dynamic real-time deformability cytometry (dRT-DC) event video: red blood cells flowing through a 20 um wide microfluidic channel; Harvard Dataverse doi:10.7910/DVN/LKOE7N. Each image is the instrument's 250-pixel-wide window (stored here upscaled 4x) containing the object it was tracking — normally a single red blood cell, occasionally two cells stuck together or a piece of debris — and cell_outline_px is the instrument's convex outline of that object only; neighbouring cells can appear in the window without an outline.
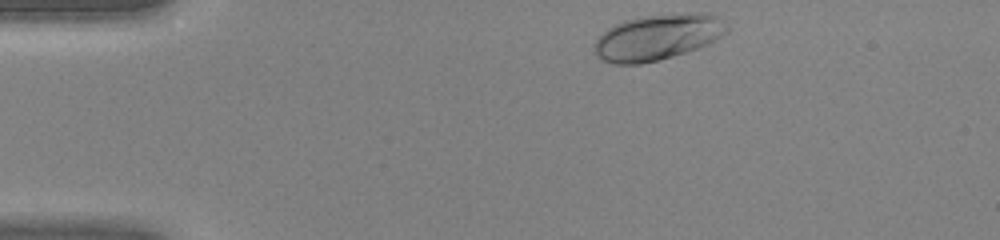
{"species": "human", "species_latin": "Homo sapiens", "temperature_condition": "warm", "stored_images_in_passage": 32, "camera_frame_rate_fps": 3000, "um_per_image_px": 0.085, "donor": {"sex": "female"}, "frame": {"image": 1, "passage_image": 1, "time_ms": 0.0, "image_size_px": [1000, 240], "cell_outline_px": [[728, 32], [716, 40], [700, 48], [688, 52], [660, 60], [640, 64], [612, 64], [600, 60], [596, 56], [592, 44], [612, 24], [624, 20], [640, 16], [688, 12], [712, 12], [720, 16], [728, 24]], "centroid_in_image_um": [55.94, 3.14], "position_along_channel_um": 29.1, "area_um2": 36.47}}
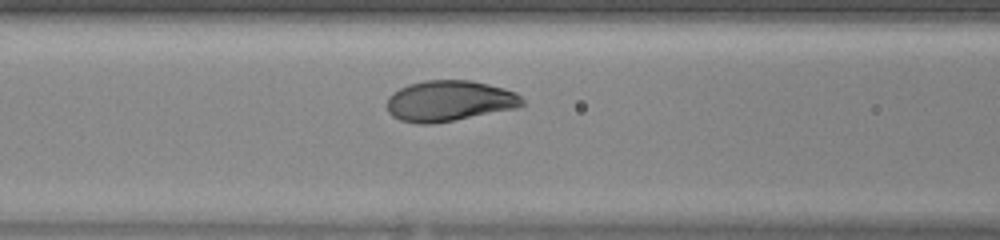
{"frame": {"image": 2, "passage_image": 12, "time_ms": 3.667, "image_size_px": [1000, 240], "cell_outline_px": [[524, 104], [520, 108], [432, 124], [416, 124], [400, 120], [392, 116], [388, 112], [388, 96], [392, 92], [408, 84], [424, 80], [472, 80], [504, 88], [516, 92], [524, 100]], "centroid_in_image_um": [38.21, 8.58], "position_along_channel_um": 128.4, "area_um2": 32.48}}
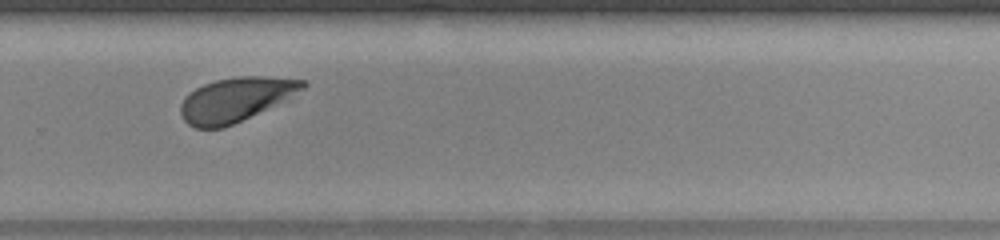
{"frame": {"image": 3, "passage_image": 24, "time_ms": 7.667, "image_size_px": [1000, 240], "cell_outline_px": [[308, 84], [304, 88], [224, 128], [196, 128], [188, 124], [180, 116], [180, 104], [196, 88], [204, 84], [216, 80], [240, 76], [260, 76], [308, 80]], "centroid_in_image_um": [19.96, 8.45], "position_along_channel_um": 309.8, "area_um2": 30.29}}